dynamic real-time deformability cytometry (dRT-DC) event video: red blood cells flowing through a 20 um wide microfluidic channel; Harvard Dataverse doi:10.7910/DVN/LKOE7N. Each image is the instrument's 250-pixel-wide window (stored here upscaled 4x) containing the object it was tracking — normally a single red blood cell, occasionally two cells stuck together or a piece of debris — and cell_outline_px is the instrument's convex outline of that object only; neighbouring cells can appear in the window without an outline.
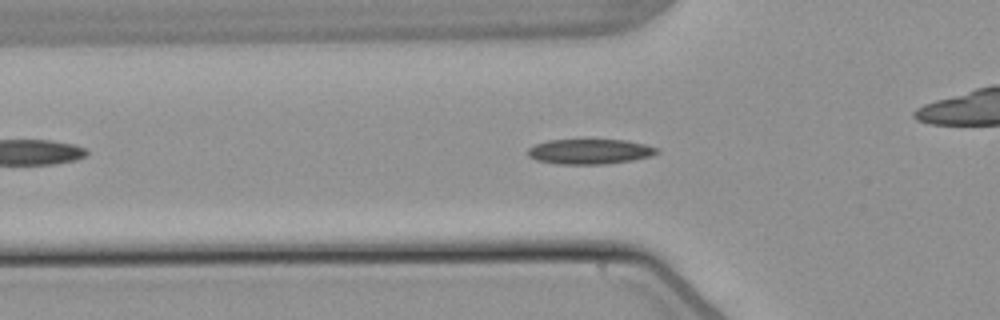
{"species": "common noctule bat (a hibernating species)", "species_latin": "Nyctalus noctula", "temperature_condition": "warm", "stored_images_in_passage": 53, "camera_frame_rate_fps": 3000, "um_per_image_px": 0.085, "animal": {"sex": "male", "body_mass_g": 21.5, "forearm_length_mm": 52.0}, "frame": {"image": 1, "passage_image": 17, "time_ms": 5.333, "image_size_px": [1000, 320], "cell_outline_px": [[660, 152], [652, 156], [632, 160], [608, 164], [556, 164], [536, 160], [528, 156], [528, 148], [536, 144], [548, 140], [624, 140], [644, 144], [660, 148]], "centroid_in_image_um": [50.15, 12.89], "position_along_channel_um": 75.6, "area_um2": 18.96}}
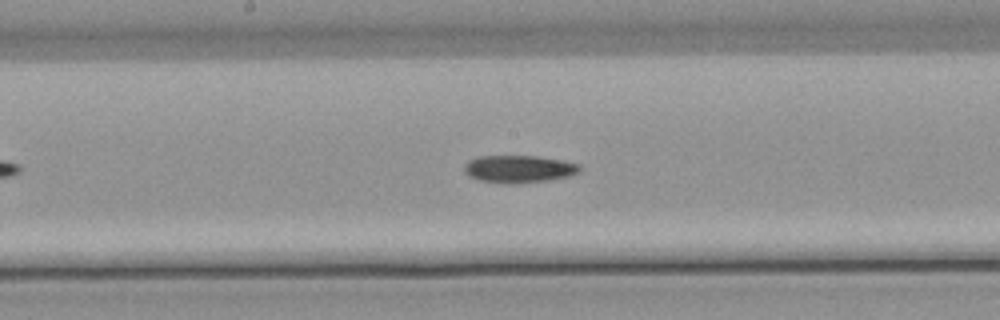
{"frame": {"image": 2, "passage_image": 27, "time_ms": 8.667, "image_size_px": [1000, 320], "cell_outline_px": [[580, 172], [568, 176], [548, 180], [520, 184], [504, 184], [480, 180], [468, 176], [464, 172], [464, 164], [468, 160], [480, 156], [536, 156], [564, 160], [580, 164]], "centroid_in_image_um": [44.09, 14.37], "position_along_channel_um": 204.1, "area_um2": 18.73}}
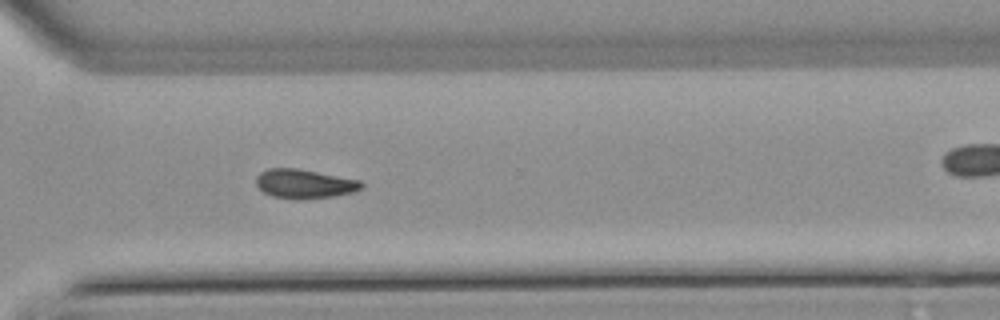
{"frame": {"image": 3, "passage_image": 38, "time_ms": 12.333, "image_size_px": [1000, 320], "cell_outline_px": [[364, 184], [360, 188], [352, 192], [332, 196], [300, 200], [296, 200], [272, 196], [264, 192], [256, 184], [256, 176], [260, 172], [268, 168], [296, 168], [360, 180]], "centroid_in_image_um": [25.84, 15.62], "position_along_channel_um": 344.8, "area_um2": 17.8}, "authors_computed_cell_mechanics": {"area_um2": 17.8602, "velocity_mm_per_s": 3.8452, "shape_relaxation_time_tau1_ms": 6.7452, "shape_relaxation_time_tau2_ms": 9.083, "deformation_change_tau1": 0.1433, "deformation_change_tau2": 0.1533}}